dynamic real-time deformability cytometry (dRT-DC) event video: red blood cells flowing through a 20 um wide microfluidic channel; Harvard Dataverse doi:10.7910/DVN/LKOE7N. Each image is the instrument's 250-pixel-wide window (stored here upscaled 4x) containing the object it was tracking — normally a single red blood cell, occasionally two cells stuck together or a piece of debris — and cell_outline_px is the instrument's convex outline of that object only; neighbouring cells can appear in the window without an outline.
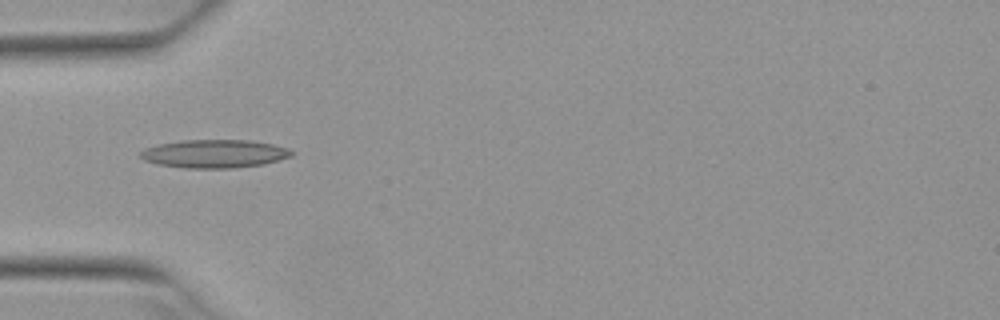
{"species": "Egyptian fruit bat (a non-hibernating species)", "species_latin": "Rousettus aegyptiacus", "temperature_condition": "warm", "stored_images_in_passage": 1, "camera_frame_rate_fps": 3000, "um_per_image_px": 0.085, "animal": {"sex": "female"}, "frame": {"image": 1, "passage_image": 1, "time_ms": 0.0, "image_size_px": [1000, 320], "cell_outline_px": [[292, 156], [264, 164], [232, 168], [184, 168], [160, 164], [144, 160], [140, 156], [140, 152], [144, 148], [156, 144], [180, 140], [252, 140], [272, 144], [288, 148], [292, 152]], "centroid_in_image_um": [18.21, 13.06], "position_along_channel_um": 66.8, "area_um2": 24.91}}